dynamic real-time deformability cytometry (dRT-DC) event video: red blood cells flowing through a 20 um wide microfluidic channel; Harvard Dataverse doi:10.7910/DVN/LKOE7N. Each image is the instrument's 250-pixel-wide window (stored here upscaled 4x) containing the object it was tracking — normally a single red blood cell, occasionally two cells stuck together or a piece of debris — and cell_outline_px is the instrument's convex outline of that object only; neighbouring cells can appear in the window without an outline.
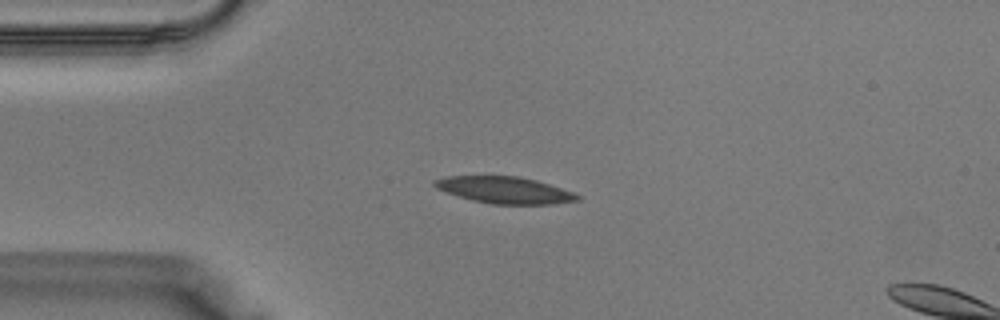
{"species": "Egyptian fruit bat (a non-hibernating species)", "species_latin": "Rousettus aegyptiacus", "temperature_condition": "warm", "stored_images_in_passage": 5, "camera_frame_rate_fps": 3000, "um_per_image_px": 0.085, "animal": {"sex": "male"}, "frame": {"image": 1, "passage_image": 3, "time_ms": 0.667, "image_size_px": [1000, 320], "cell_outline_px": [[580, 200], [552, 204], [492, 204], [472, 200], [436, 188], [432, 184], [432, 180], [448, 176], [520, 176], [536, 180], [572, 192], [580, 196]], "centroid_in_image_um": [42.88, 16.15], "position_along_channel_um": 42.1, "area_um2": 22.02}}